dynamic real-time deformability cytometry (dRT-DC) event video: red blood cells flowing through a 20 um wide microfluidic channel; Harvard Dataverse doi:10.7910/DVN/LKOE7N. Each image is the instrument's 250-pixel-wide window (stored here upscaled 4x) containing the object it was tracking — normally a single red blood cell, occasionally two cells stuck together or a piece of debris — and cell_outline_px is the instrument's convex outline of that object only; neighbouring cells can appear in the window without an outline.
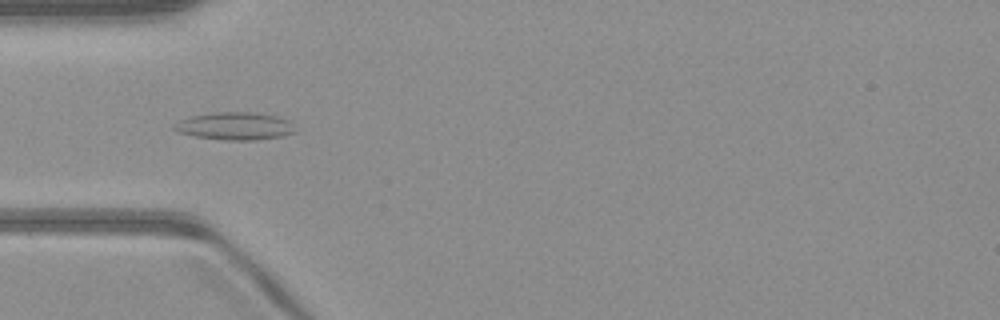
{"species": "common noctule bat (a hibernating species)", "species_latin": "Nyctalus noctula", "temperature_condition": "warm", "stored_images_in_passage": 36, "camera_frame_rate_fps": 3000, "um_per_image_px": 0.085, "animal": {"sex": "male", "body_mass_g": 23.1, "forearm_length_mm": 52.7}, "frame": {"image": 1, "passage_image": 1, "time_ms": 0.0, "image_size_px": [1000, 320], "cell_outline_px": [[296, 132], [284, 136], [256, 140], [228, 140], [192, 136], [180, 132], [172, 128], [172, 124], [180, 120], [192, 116], [216, 112], [256, 112], [276, 116], [288, 120]], "centroid_in_image_um": [19.96, 10.72], "position_along_channel_um": 65.0, "area_um2": 19.48}}
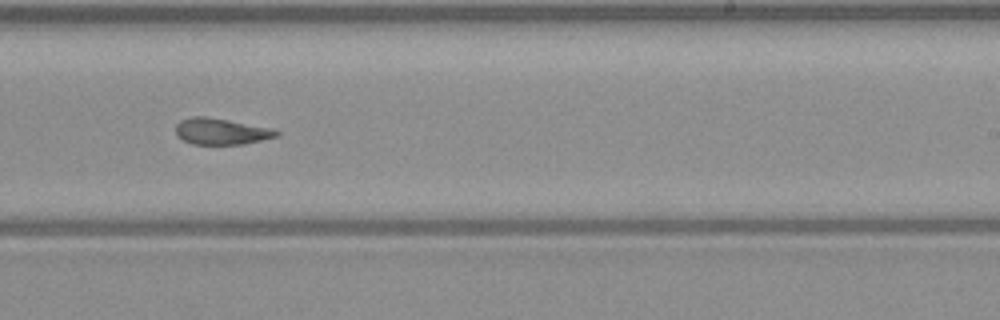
{"frame": {"image": 2, "passage_image": 16, "time_ms": 5.0, "image_size_px": [1000, 320], "cell_outline_px": [[280, 136], [244, 144], [192, 144], [176, 136], [176, 124], [180, 120], [192, 116], [204, 116], [228, 120], [272, 128], [280, 132]], "centroid_in_image_um": [18.8, 11.17], "position_along_channel_um": 270.2, "area_um2": 15.49}}
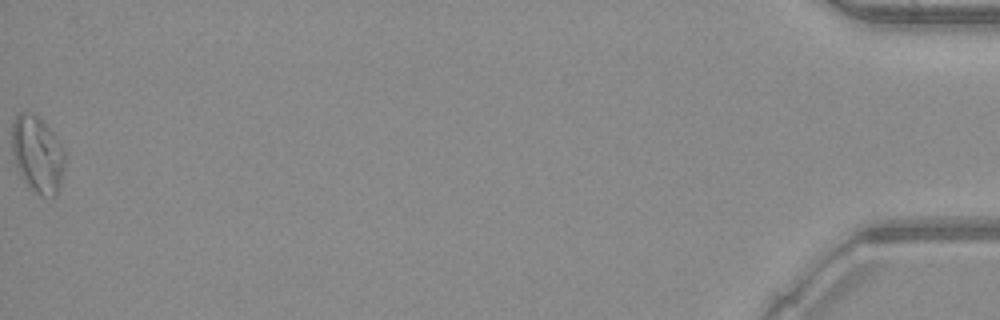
{"frame": {"image": 3, "passage_image": 36, "time_ms": 11.667, "image_size_px": [1000, 320], "cell_outline_px": [[64, 168], [60, 184], [56, 196], [52, 200], [40, 196], [32, 192], [28, 188], [20, 176], [16, 168], [12, 152], [12, 120], [20, 112], [28, 112], [44, 120], [64, 148]], "centroid_in_image_um": [3.18, 13.17], "position_along_channel_um": 432.0, "area_um2": 24.33}, "authors_computed_cell_mechanics": {"area_um2": 16.3863, "velocity_mm_per_s": 4.0967, "shape_relaxation_time_tau1_ms": null, "shape_relaxation_time_tau2_ms": 2.7157, "deformation_change_tau1": null, "deformation_change_tau2": 0.1077}}